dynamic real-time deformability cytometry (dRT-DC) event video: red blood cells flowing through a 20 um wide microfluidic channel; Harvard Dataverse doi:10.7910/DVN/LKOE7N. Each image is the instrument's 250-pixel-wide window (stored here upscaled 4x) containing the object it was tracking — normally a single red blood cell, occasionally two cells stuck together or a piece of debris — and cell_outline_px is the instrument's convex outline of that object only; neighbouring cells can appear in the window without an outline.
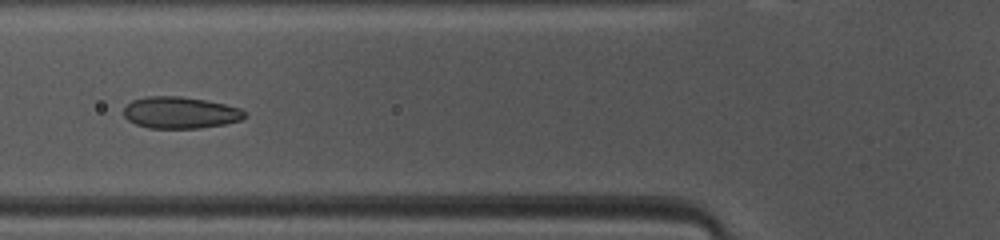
{"species": "common noctule bat (a hibernating species)", "species_latin": "Nyctalus noctula", "temperature_condition": "warm", "stored_images_in_passage": 40, "camera_frame_rate_fps": 3000, "um_per_image_px": 0.085, "animal": {"sex": "female", "body_mass_g": 10.0, "forearm_length_mm": 53.1}, "frame": {"image": 1, "passage_image": 9, "time_ms": 2.667, "image_size_px": [1000, 240], "cell_outline_px": [[248, 116], [240, 120], [224, 124], [200, 128], [148, 128], [136, 124], [128, 120], [124, 116], [124, 108], [132, 100], [148, 96], [180, 96], [204, 100], [224, 104], [240, 108]], "centroid_in_image_um": [15.31, 9.58], "position_along_channel_um": 110.5, "area_um2": 22.25}}
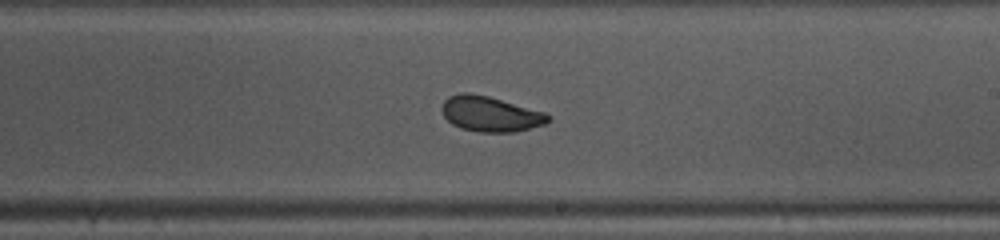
{"frame": {"image": 2, "passage_image": 19, "time_ms": 6.0, "image_size_px": [1000, 240], "cell_outline_px": [[552, 120], [544, 124], [516, 132], [480, 132], [460, 128], [452, 124], [444, 116], [440, 108], [444, 100], [448, 96], [460, 92], [468, 92], [488, 96], [544, 112], [552, 116]], "centroid_in_image_um": [41.66, 9.68], "position_along_channel_um": 247.3, "area_um2": 21.96}}
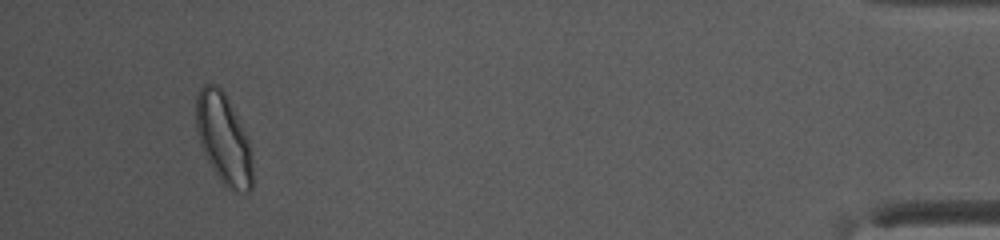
{"frame": {"image": 3, "passage_image": 37, "time_ms": 12.0, "image_size_px": [1000, 240], "cell_outline_px": [[252, 188], [244, 196], [232, 192], [220, 180], [212, 168], [200, 144], [196, 128], [196, 96], [200, 88], [204, 84], [216, 84], [224, 92], [248, 136], [252, 164]], "centroid_in_image_um": [19.02, 11.84], "position_along_channel_um": 416.2, "area_um2": 29.94}, "authors_computed_cell_mechanics": {"area_um2": 22.8021, "velocity_mm_per_s": 4.0978, "shape_relaxation_time_tau1_ms": 4.354, "shape_relaxation_time_tau2_ms": 0.9027, "deformation_change_tau1": 0.1226, "deformation_change_tau2": 0.0493}}